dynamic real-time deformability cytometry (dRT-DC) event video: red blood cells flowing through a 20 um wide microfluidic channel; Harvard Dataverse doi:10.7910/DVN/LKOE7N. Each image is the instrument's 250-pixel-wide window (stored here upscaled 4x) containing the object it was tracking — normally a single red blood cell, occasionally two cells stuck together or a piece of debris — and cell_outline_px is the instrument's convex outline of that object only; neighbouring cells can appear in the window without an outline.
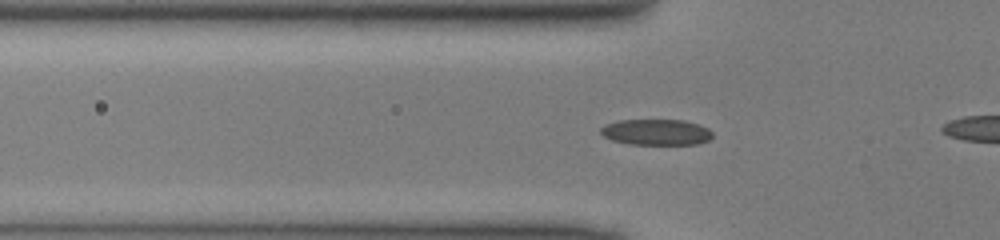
{"species": "common noctule bat (a hibernating species)", "species_latin": "Nyctalus noctula", "temperature_condition": "cold", "stored_images_in_passage": 40, "camera_frame_rate_fps": 3000, "um_per_image_px": 0.085, "animal": {"sex": "male", "body_mass_g": 13.0, "forearm_length_mm": 53.1}, "frame": {"image": 1, "passage_image": 16, "time_ms": 5.0, "image_size_px": [1000, 240], "cell_outline_px": [[712, 136], [708, 140], [700, 144], [628, 144], [612, 140], [604, 136], [600, 132], [600, 128], [604, 124], [620, 120], [684, 120], [700, 124], [708, 128], [712, 132]], "centroid_in_image_um": [55.79, 11.23], "position_along_channel_um": 70.0, "area_um2": 16.99}}
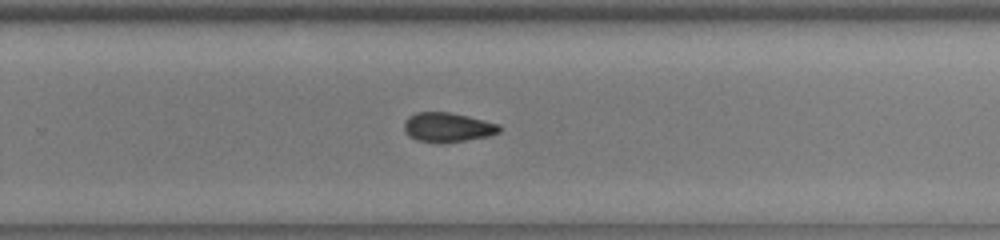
{"frame": {"image": 2, "passage_image": 32, "time_ms": 10.333, "image_size_px": [1000, 240], "cell_outline_px": [[500, 132], [488, 136], [444, 144], [440, 144], [416, 140], [408, 136], [404, 132], [404, 120], [408, 116], [416, 112], [448, 112], [468, 116], [500, 124]], "centroid_in_image_um": [38.01, 10.83], "position_along_channel_um": 291.8, "area_um2": 16.65}}
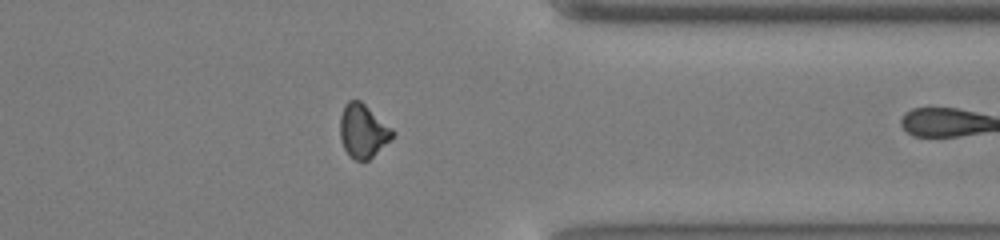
{"frame": {"image": 3, "passage_image": 39, "time_ms": 12.667, "image_size_px": [1000, 240], "cell_outline_px": [[396, 132], [368, 160], [356, 160], [348, 156], [340, 140], [340, 116], [344, 104], [348, 100], [360, 100], [392, 128]], "centroid_in_image_um": [30.81, 11.11], "position_along_channel_um": 380.6, "area_um2": 16.18}}